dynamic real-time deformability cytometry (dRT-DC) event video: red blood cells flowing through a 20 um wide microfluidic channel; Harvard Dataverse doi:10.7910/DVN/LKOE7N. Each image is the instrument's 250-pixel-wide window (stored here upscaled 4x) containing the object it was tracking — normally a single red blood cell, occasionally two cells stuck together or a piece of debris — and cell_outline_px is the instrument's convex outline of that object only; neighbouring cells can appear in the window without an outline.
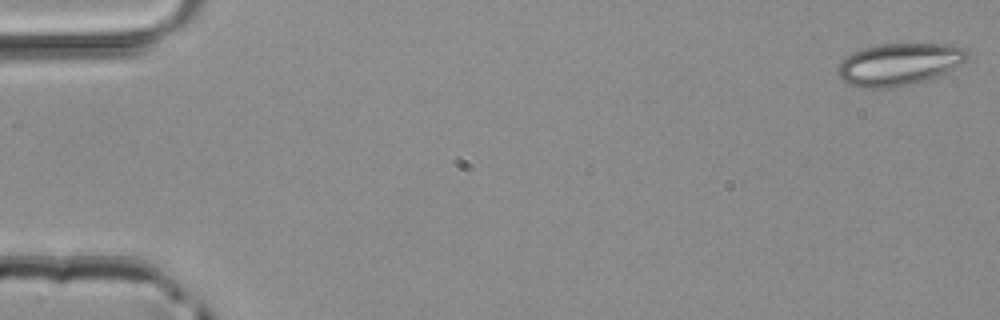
{"species": "common noctule bat (a hibernating species)", "species_latin": "Nyctalus noctula", "temperature_condition": "room temperature", "stored_images_in_passage": 13, "camera_frame_rate_fps": 3000, "um_per_image_px": 0.085, "animal": {"sex": "male", "body_mass_g": 20.4}, "frame": {"image": 1, "passage_image": 1, "time_ms": 0.0, "image_size_px": [1000, 320], "cell_outline_px": [[968, 60], [928, 80], [892, 88], [860, 88], [848, 84], [840, 80], [836, 68], [840, 60], [844, 56], [852, 52], [864, 48], [880, 44], [948, 44], [968, 48]], "centroid_in_image_um": [76.37, 5.46], "position_along_channel_um": 8.6, "area_um2": 32.19}}